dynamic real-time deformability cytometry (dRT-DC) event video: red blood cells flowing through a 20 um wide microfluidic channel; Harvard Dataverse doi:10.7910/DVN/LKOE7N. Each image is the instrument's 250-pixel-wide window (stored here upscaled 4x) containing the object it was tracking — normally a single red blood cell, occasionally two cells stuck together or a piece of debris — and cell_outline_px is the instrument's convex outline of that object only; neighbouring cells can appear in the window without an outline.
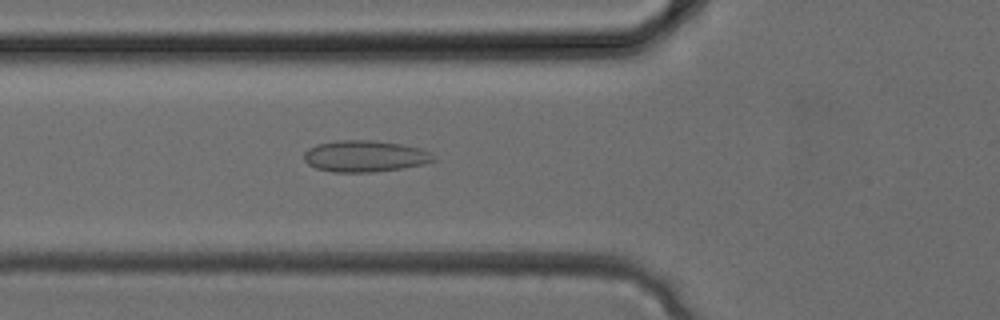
{"species": "common noctule bat (a hibernating species)", "species_latin": "Nyctalus noctula", "temperature_condition": "cold", "stored_images_in_passage": 31, "camera_frame_rate_fps": 3000, "um_per_image_px": 0.085, "animal": {"sex": "female", "body_mass_g": 24.6, "forearm_length_mm": 56.2}, "frame": {"image": 1, "passage_image": 10, "time_ms": 3.0, "image_size_px": [1000, 320], "cell_outline_px": [[436, 160], [424, 164], [404, 168], [372, 172], [332, 172], [316, 168], [308, 164], [304, 160], [304, 152], [308, 148], [316, 144], [336, 140], [372, 140], [400, 144], [420, 148], [432, 152], [436, 156]], "centroid_in_image_um": [31.03, 13.27], "position_along_channel_um": 94.8, "area_um2": 23.99}}
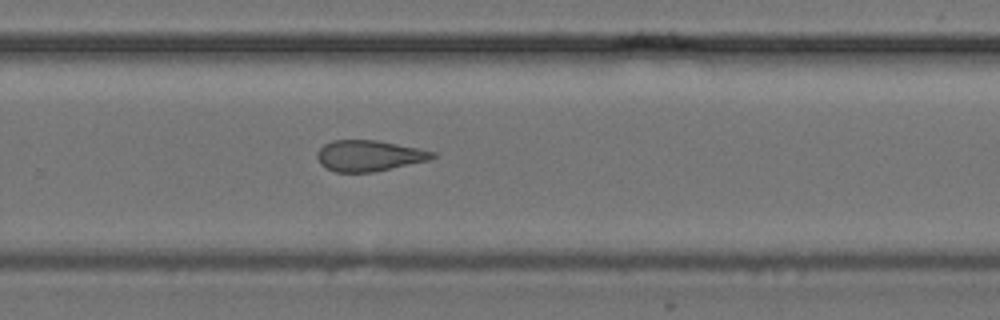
{"frame": {"image": 2, "passage_image": 20, "time_ms": 6.333, "image_size_px": [1000, 320], "cell_outline_px": [[440, 156], [428, 160], [376, 172], [336, 172], [320, 164], [316, 156], [316, 152], [324, 144], [332, 140], [376, 140], [436, 152]], "centroid_in_image_um": [31.37, 13.24], "position_along_channel_um": 298.4, "area_um2": 20.81}}
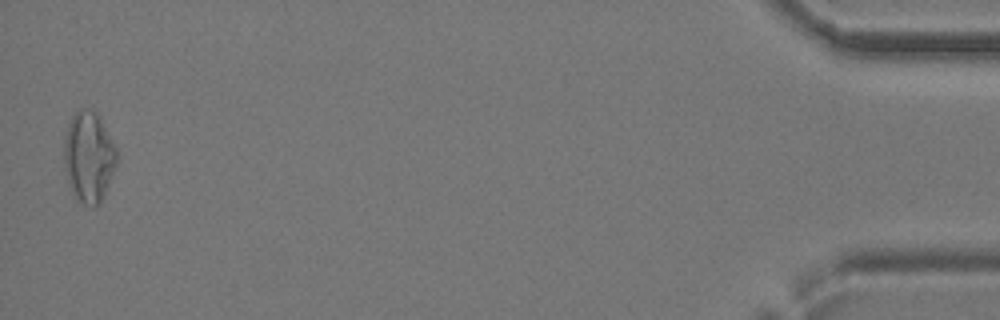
{"frame": {"image": 3, "passage_image": 31, "time_ms": 10.0, "image_size_px": [1000, 320], "cell_outline_px": [[116, 164], [112, 176], [104, 196], [100, 204], [84, 204], [72, 196], [64, 168], [64, 136], [68, 124], [72, 116], [80, 108], [88, 108], [96, 112], [100, 116], [116, 148]], "centroid_in_image_um": [7.52, 13.32], "position_along_channel_um": 427.7, "area_um2": 28.03}}